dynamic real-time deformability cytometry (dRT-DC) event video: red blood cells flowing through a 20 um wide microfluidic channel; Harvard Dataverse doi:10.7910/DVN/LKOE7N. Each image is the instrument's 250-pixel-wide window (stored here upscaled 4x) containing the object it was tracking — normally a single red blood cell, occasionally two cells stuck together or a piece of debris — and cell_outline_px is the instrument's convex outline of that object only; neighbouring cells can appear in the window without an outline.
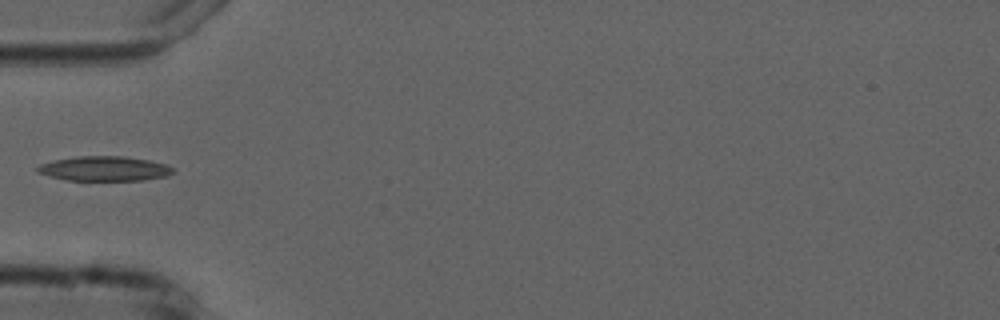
{"species": "common noctule bat (a hibernating species)", "species_latin": "Nyctalus noctula", "temperature_condition": "cold", "stored_images_in_passage": 5, "camera_frame_rate_fps": 3000, "um_per_image_px": 0.085, "animal": {"sex": "male", "forearm_length_mm": 52.5}, "frame": {"image": 1, "passage_image": 4, "time_ms": 5.0, "image_size_px": [1000, 320], "cell_outline_px": [[172, 172], [164, 176], [144, 180], [68, 180], [36, 172], [36, 168], [40, 164], [52, 160], [76, 156], [124, 156], [148, 160], [164, 164], [172, 168]], "centroid_in_image_um": [8.81, 14.32], "position_along_channel_um": 76.2, "area_um2": 19.25}}
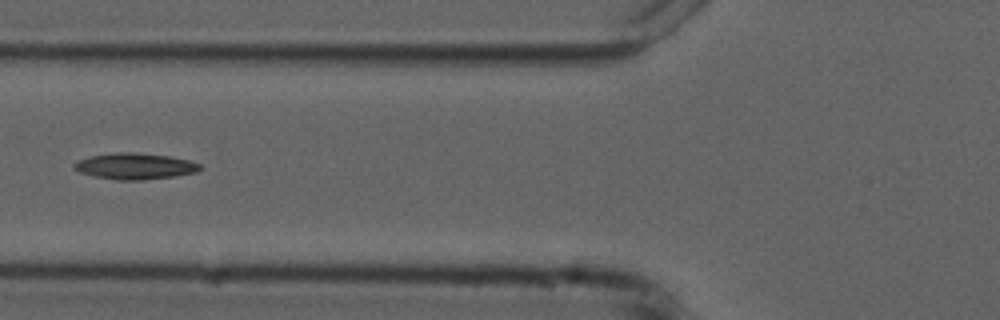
{"frame": {"image": 2, "passage_image": 5, "time_ms": 6.0, "image_size_px": [1000, 320], "cell_outline_px": [[204, 168], [196, 172], [172, 176], [140, 180], [116, 180], [96, 176], [80, 172], [72, 168], [72, 164], [76, 160], [92, 156], [116, 152], [132, 152], [168, 156], [188, 160], [200, 164]], "centroid_in_image_um": [11.44, 14.12], "position_along_channel_um": 114.4, "area_um2": 19.07}}